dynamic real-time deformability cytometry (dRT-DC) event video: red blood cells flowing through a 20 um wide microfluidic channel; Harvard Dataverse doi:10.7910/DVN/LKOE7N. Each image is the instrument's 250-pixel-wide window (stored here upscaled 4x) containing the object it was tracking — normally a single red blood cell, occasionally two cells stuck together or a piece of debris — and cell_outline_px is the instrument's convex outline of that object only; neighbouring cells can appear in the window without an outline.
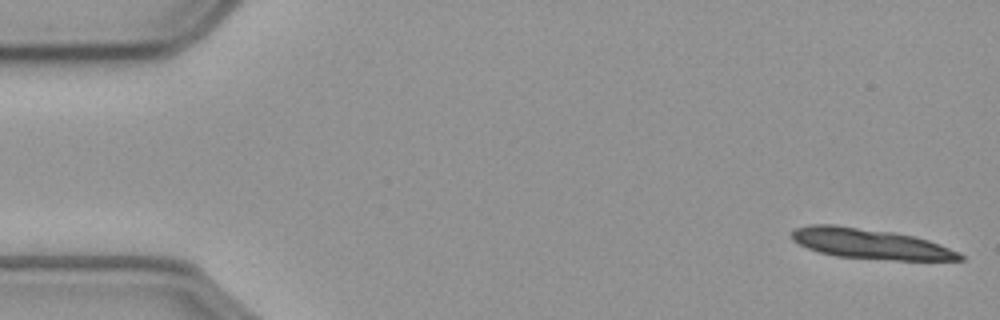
{"species": "common noctule bat (a hibernating species)", "species_latin": "Nyctalus noctula", "temperature_condition": "cold", "stored_images_in_passage": 14, "camera_frame_rate_fps": 3000, "um_per_image_px": 0.085, "animal": {"sex": "male", "body_mass_g": 23.1, "forearm_length_mm": 52.7}, "frame": {"image": 1, "passage_image": 1, "time_ms": 0.0, "image_size_px": [1000, 320], "cell_outline_px": [[964, 260], [896, 260], [836, 256], [820, 252], [808, 248], [792, 240], [792, 228], [808, 224], [836, 224], [896, 232], [928, 240], [940, 244], [960, 252], [964, 256]], "centroid_in_image_um": [73.96, 20.7], "position_along_channel_um": 11.0, "area_um2": 29.82}}